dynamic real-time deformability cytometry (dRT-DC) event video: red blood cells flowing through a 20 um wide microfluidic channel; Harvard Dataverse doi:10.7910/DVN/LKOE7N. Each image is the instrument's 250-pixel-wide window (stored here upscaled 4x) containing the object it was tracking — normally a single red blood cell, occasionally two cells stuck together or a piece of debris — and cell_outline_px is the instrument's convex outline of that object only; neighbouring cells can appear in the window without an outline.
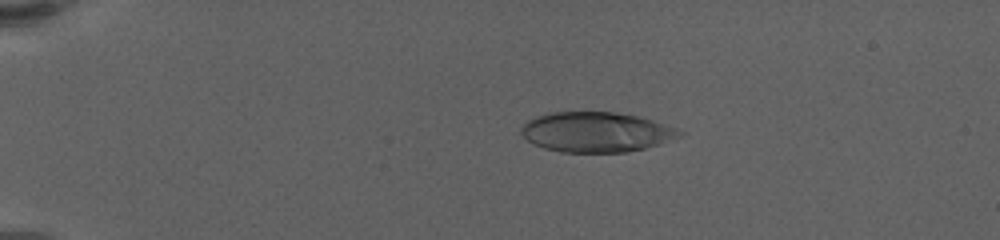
{"species": "human", "species_latin": "Homo sapiens", "temperature_condition": "warm", "stored_images_in_passage": 61, "camera_frame_rate_fps": 3000, "um_per_image_px": 0.085, "donor": {"sex": "female"}, "frame": {"image": 1, "passage_image": 14, "time_ms": 4.333, "image_size_px": [1000, 240], "cell_outline_px": [[684, 132], [680, 136], [644, 148], [628, 152], [560, 152], [544, 148], [532, 144], [520, 132], [520, 128], [528, 120], [536, 116], [548, 112], [616, 112], [636, 116], [652, 120], [676, 128]], "centroid_in_image_um": [50.62, 11.22], "position_along_channel_um": 34.4, "area_um2": 36.76}}
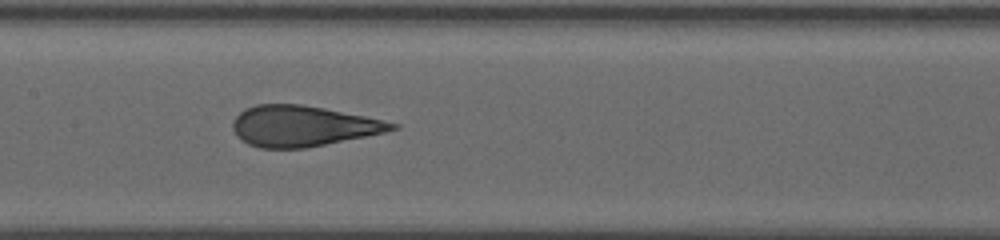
{"frame": {"image": 2, "passage_image": 33, "time_ms": 10.667, "image_size_px": [1000, 240], "cell_outline_px": [[400, 128], [384, 132], [304, 148], [260, 148], [248, 144], [240, 140], [236, 136], [232, 128], [232, 120], [244, 108], [256, 104], [300, 104], [324, 108], [364, 116], [400, 124]], "centroid_in_image_um": [25.67, 10.71], "position_along_channel_um": 181.7, "area_um2": 37.57}}
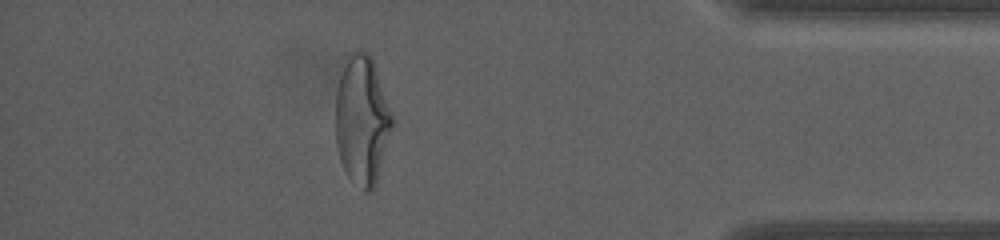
{"frame": {"image": 3, "passage_image": 55, "time_ms": 18.0, "image_size_px": [1000, 240], "cell_outline_px": [[396, 120], [376, 180], [372, 188], [368, 192], [364, 192], [348, 176], [340, 160], [336, 144], [336, 92], [340, 76], [348, 52], [360, 48], [368, 52], [372, 60]], "centroid_in_image_um": [30.79, 10.17], "position_along_channel_um": 404.4, "area_um2": 42.83}, "authors_computed_cell_mechanics": {"area_um2": 38.3214, "velocity_mm_per_s": 3.4769, "shape_relaxation_time_tau1_ms": 7.615, "shape_relaxation_time_tau2_ms": null, "deformation_change_tau1": 0.2823, "deformation_change_tau2": null}}